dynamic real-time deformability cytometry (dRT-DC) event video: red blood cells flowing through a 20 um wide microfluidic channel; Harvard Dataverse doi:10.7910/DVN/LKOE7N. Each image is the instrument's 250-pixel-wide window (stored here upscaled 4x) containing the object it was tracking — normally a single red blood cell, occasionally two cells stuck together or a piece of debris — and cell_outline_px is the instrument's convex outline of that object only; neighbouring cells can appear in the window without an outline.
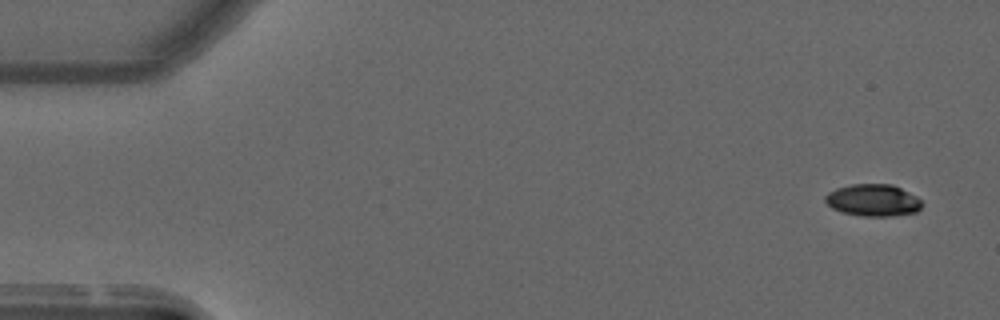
{"species": "common noctule bat (a hibernating species)", "species_latin": "Nyctalus noctula", "temperature_condition": "warm", "stored_images_in_passage": 54, "camera_frame_rate_fps": 3000, "um_per_image_px": 0.085, "animal": {"sex": "male", "forearm_length_mm": 52.5}, "frame": {"image": 1, "passage_image": 1, "time_ms": 0.0, "image_size_px": [1000, 320], "cell_outline_px": [[920, 208], [916, 212], [892, 216], [860, 216], [840, 212], [832, 208], [824, 200], [824, 196], [828, 192], [836, 188], [852, 184], [892, 184], [916, 196], [920, 200]], "centroid_in_image_um": [74.16, 17.02], "position_along_channel_um": 10.8, "area_um2": 18.03}}
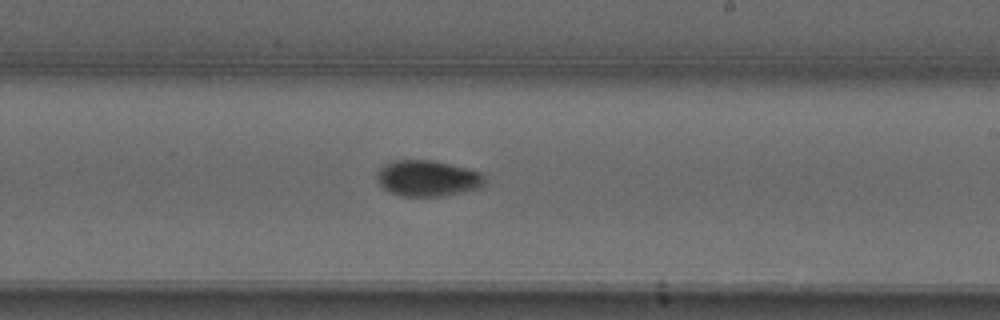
{"frame": {"image": 2, "passage_image": 31, "time_ms": 10.0, "image_size_px": [1000, 320], "cell_outline_px": [[484, 184], [480, 188], [444, 196], [400, 196], [384, 188], [376, 180], [376, 172], [384, 164], [392, 160], [432, 160], [480, 172], [484, 176]], "centroid_in_image_um": [36.31, 15.16], "position_along_channel_um": 252.7, "area_um2": 22.54}}
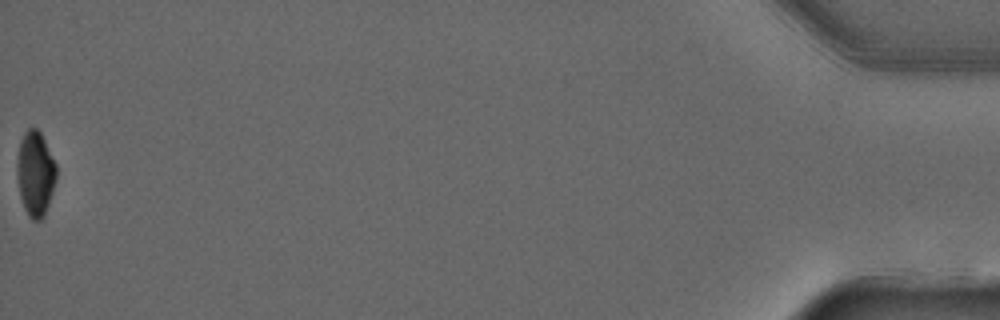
{"frame": {"image": 3, "passage_image": 54, "time_ms": 17.667, "image_size_px": [1000, 320], "cell_outline_px": [[56, 180], [44, 216], [40, 220], [32, 220], [28, 216], [24, 208], [20, 196], [16, 176], [16, 160], [20, 140], [24, 132], [28, 128], [36, 128], [40, 132], [56, 164]], "centroid_in_image_um": [2.98, 14.75], "position_along_channel_um": 432.2, "area_um2": 19.54}, "authors_computed_cell_mechanics": {"area_um2": 20.5768, "velocity_mm_per_s": 3.7028, "shape_relaxation_time_tau1_ms": 4.6017, "shape_relaxation_time_tau2_ms": 3.2306, "deformation_change_tau1": 0.1556, "deformation_change_tau2": 0.0459}}